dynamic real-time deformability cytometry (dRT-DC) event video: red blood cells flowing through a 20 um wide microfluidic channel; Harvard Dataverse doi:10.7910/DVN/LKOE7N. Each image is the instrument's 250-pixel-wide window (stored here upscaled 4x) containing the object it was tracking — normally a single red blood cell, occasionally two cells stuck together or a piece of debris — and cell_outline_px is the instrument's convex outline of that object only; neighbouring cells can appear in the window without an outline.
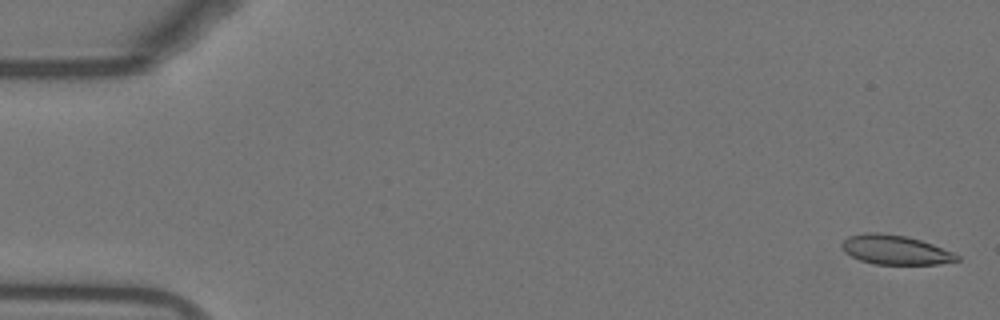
{"species": "Egyptian fruit bat (a non-hibernating species)", "species_latin": "Rousettus aegyptiacus", "temperature_condition": "warm", "stored_images_in_passage": 54, "camera_frame_rate_fps": 3000, "um_per_image_px": 0.085, "animal": {"sex": "female"}, "frame": {"image": 1, "passage_image": 2, "time_ms": 0.333, "image_size_px": [1000, 320], "cell_outline_px": [[960, 260], [940, 264], [876, 264], [860, 260], [844, 252], [840, 244], [848, 236], [864, 232], [880, 232], [908, 236], [932, 244], [952, 252], [960, 256]], "centroid_in_image_um": [76.08, 21.22], "position_along_channel_um": 8.9, "area_um2": 19.77}}
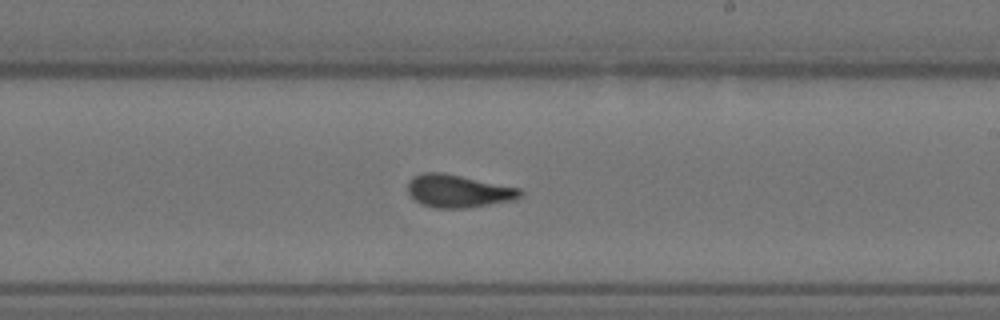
{"frame": {"image": 2, "passage_image": 32, "time_ms": 10.333, "image_size_px": [1000, 320], "cell_outline_px": [[524, 192], [516, 200], [464, 208], [436, 208], [424, 204], [416, 200], [408, 192], [408, 180], [412, 176], [424, 172], [444, 172], [520, 188]], "centroid_in_image_um": [38.97, 16.22], "position_along_channel_um": 250.0, "area_um2": 21.5}}
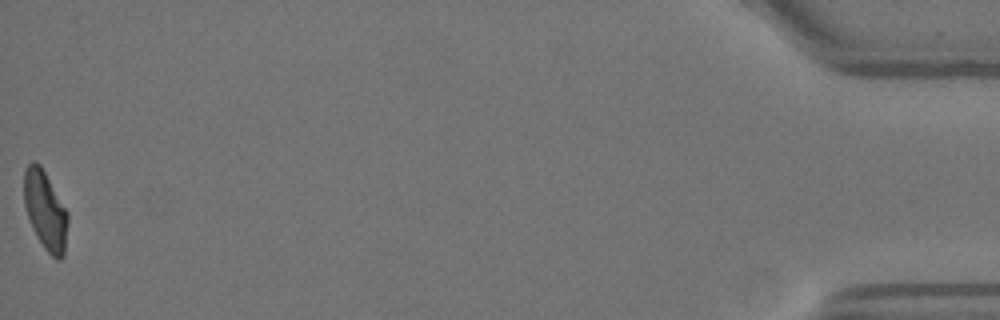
{"frame": {"image": 3, "passage_image": 54, "time_ms": 17.667, "image_size_px": [1000, 320], "cell_outline_px": [[68, 220], [64, 256], [60, 260], [56, 260], [44, 248], [36, 236], [28, 216], [24, 204], [24, 168], [32, 160], [36, 160], [40, 164], [68, 212]], "centroid_in_image_um": [3.85, 17.88], "position_along_channel_um": 431.3, "area_um2": 20.17}, "authors_computed_cell_mechanics": {"area_um2": 20.5768, "velocity_mm_per_s": 3.8132, "shape_relaxation_time_tau1_ms": 6.291, "shape_relaxation_time_tau2_ms": 0.8031, "deformation_change_tau1": 0.2141, "deformation_change_tau2": 0.0806}}